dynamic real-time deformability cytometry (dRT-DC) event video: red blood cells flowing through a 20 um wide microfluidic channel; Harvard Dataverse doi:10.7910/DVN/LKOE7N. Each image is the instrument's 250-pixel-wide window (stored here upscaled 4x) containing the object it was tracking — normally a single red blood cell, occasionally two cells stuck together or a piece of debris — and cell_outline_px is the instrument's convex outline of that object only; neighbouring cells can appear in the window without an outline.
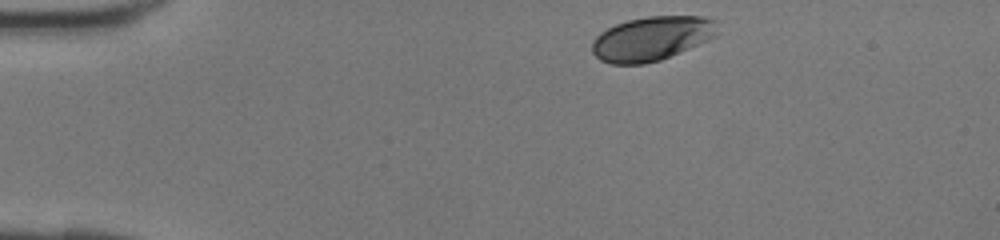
{"species": "human", "species_latin": "Homo sapiens", "temperature_condition": "room temperature", "stored_images_in_passage": 36, "camera_frame_rate_fps": 3000, "um_per_image_px": 0.085, "donor": {"sex": "female"}, "frame": {"image": 1, "passage_image": 1, "time_ms": 0.0, "image_size_px": [1000, 240], "cell_outline_px": [[716, 36], [708, 40], [660, 60], [644, 64], [612, 64], [600, 60], [592, 52], [592, 40], [600, 32], [616, 24], [628, 20], [648, 16], [704, 16], [716, 20]], "centroid_in_image_um": [55.38, 3.27], "position_along_channel_um": 29.6, "area_um2": 32.25}}
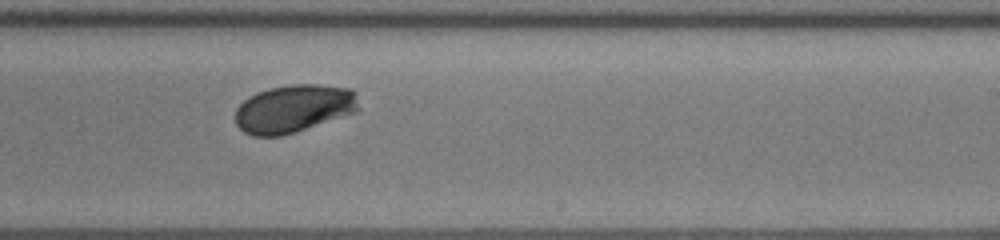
{"frame": {"image": 2, "passage_image": 20, "time_ms": 6.333, "image_size_px": [1000, 240], "cell_outline_px": [[360, 112], [296, 132], [280, 136], [252, 136], [244, 132], [236, 124], [236, 108], [248, 96], [256, 92], [268, 88], [292, 84], [316, 84], [352, 88], [356, 92], [360, 108]], "centroid_in_image_um": [25.02, 9.23], "position_along_channel_um": 264.0, "area_um2": 35.14}}
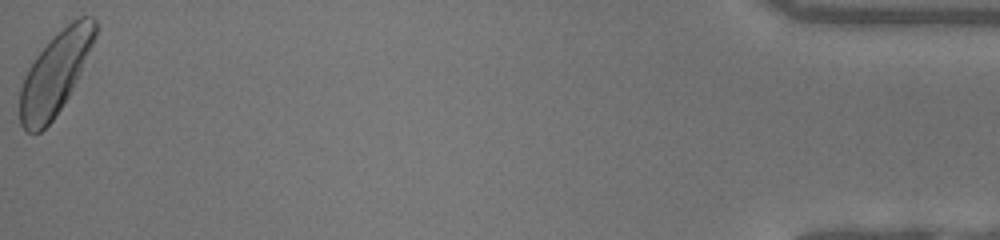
{"frame": {"image": 3, "passage_image": 36, "time_ms": 11.667, "image_size_px": [1000, 240], "cell_outline_px": [[100, 28], [80, 72], [68, 96], [52, 120], [40, 132], [24, 132], [20, 124], [20, 88], [24, 76], [28, 68], [36, 56], [72, 20], [80, 16], [96, 16]], "centroid_in_image_um": [4.71, 6.22], "position_along_channel_um": 430.5, "area_um2": 35.43}}